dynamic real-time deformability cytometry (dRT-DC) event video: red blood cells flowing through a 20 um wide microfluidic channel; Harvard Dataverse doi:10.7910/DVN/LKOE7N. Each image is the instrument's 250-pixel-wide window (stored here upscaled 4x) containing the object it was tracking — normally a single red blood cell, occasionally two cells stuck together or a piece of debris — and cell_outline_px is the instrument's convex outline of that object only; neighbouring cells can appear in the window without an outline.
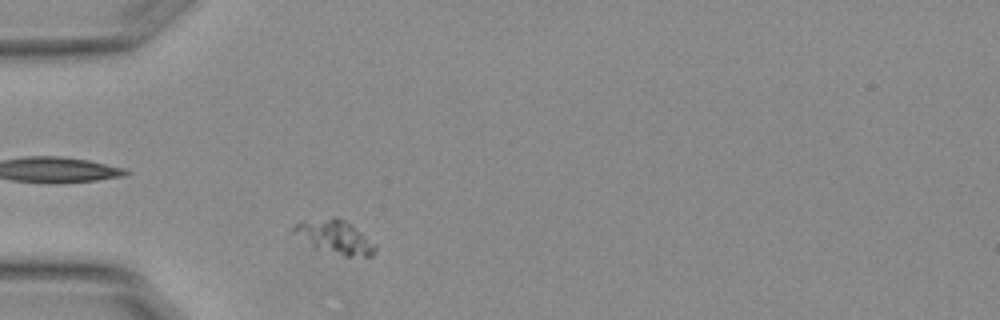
{"species": "Egyptian fruit bat (a non-hibernating species)", "species_latin": "Rousettus aegyptiacus", "temperature_condition": "warm", "stored_images_in_passage": 9, "camera_frame_rate_fps": 3000, "um_per_image_px": 0.085, "animal": {"sex": "female"}, "frame": {"image": 1, "passage_image": 4, "time_ms": 1.0, "image_size_px": [1000, 320], "cell_outline_px": [[376, 252], [372, 256], [344, 256], [312, 244], [292, 232], [292, 228], [300, 220], [332, 216], [336, 216], [352, 224], [376, 244]], "centroid_in_image_um": [28.51, 20.08], "position_along_channel_um": 56.5, "area_um2": 15.72}}
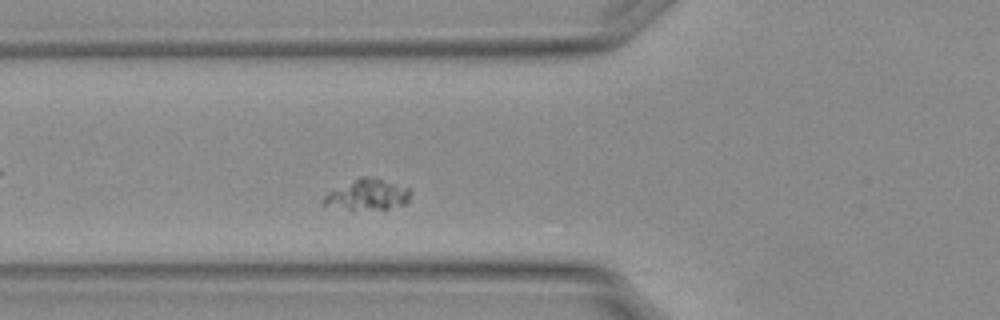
{"frame": {"image": 2, "passage_image": 8, "time_ms": 2.333, "image_size_px": [1000, 320], "cell_outline_px": [[412, 192], [408, 200], [404, 204], [388, 208], [352, 212], [320, 204], [320, 200], [328, 192], [360, 176], [368, 176], [408, 188]], "centroid_in_image_um": [31.14, 16.6], "position_along_channel_um": 94.7, "area_um2": 15.9}}